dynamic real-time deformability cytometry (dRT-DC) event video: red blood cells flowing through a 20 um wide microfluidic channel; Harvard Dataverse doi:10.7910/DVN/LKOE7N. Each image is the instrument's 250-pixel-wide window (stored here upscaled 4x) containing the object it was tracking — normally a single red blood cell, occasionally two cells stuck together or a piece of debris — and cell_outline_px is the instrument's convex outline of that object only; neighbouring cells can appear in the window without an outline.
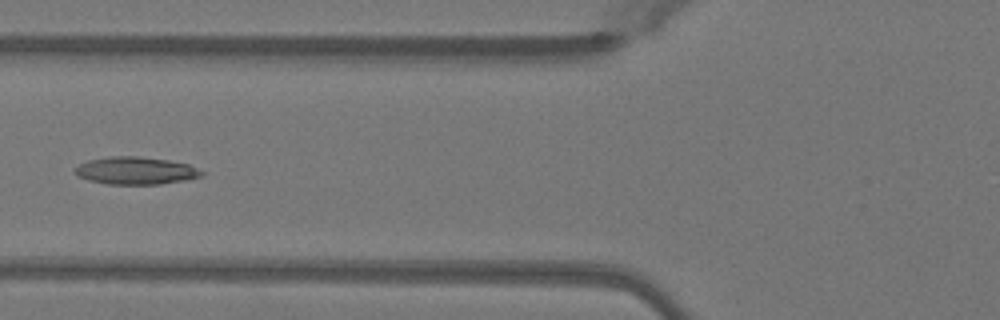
{"species": "Egyptian fruit bat (a non-hibernating species)", "species_latin": "Rousettus aegyptiacus", "temperature_condition": "warm", "stored_images_in_passage": 43, "camera_frame_rate_fps": 3000, "um_per_image_px": 0.085, "animal": {"sex": "female"}, "frame": {"image": 1, "passage_image": 13, "time_ms": 4.0, "image_size_px": [1000, 320], "cell_outline_px": [[204, 176], [184, 180], [160, 184], [104, 184], [88, 180], [76, 176], [76, 168], [80, 164], [88, 160], [112, 156], [140, 156], [168, 160], [188, 164], [204, 172]], "centroid_in_image_um": [11.54, 14.51], "position_along_channel_um": 114.3, "area_um2": 20.29}, "authors_computed_cell_mechanics": {"area_um2": 19.4786, "velocity_mm_per_s": 4.087, "shape_relaxation_time_tau1_ms": 10.9564, "shape_relaxation_time_tau2_ms": 2.4767, "deformation_change_tau1": 0.2987, "deformation_change_tau2": 0.0853}}